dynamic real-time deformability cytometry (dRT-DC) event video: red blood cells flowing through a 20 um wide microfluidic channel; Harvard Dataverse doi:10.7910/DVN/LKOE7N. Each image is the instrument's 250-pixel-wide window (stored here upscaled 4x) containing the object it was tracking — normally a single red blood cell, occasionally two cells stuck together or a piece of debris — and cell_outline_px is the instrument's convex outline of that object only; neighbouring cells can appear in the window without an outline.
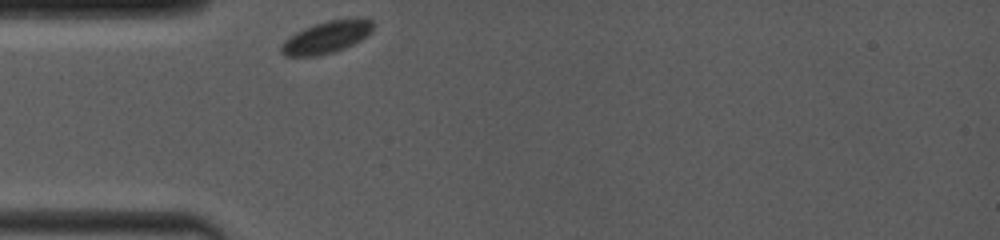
{"species": "common noctule bat (a hibernating species)", "species_latin": "Nyctalus noctula", "temperature_condition": "room temperature", "stored_images_in_passage": 14, "camera_frame_rate_fps": 4000, "um_per_image_px": 0.085, "animal": {"sex": "female", "body_mass_g": 19.0, "forearm_length_mm": 53.3}, "frame": {"image": 1, "passage_image": 1, "time_ms": 0.0, "image_size_px": [1000, 240], "cell_outline_px": [[372, 32], [368, 36], [344, 48], [332, 52], [316, 56], [284, 56], [280, 52], [280, 44], [284, 40], [296, 32], [304, 28], [328, 20], [356, 16], [364, 16], [372, 20]], "centroid_in_image_um": [27.78, 3.13], "position_along_channel_um": 57.2, "area_um2": 17.51}}
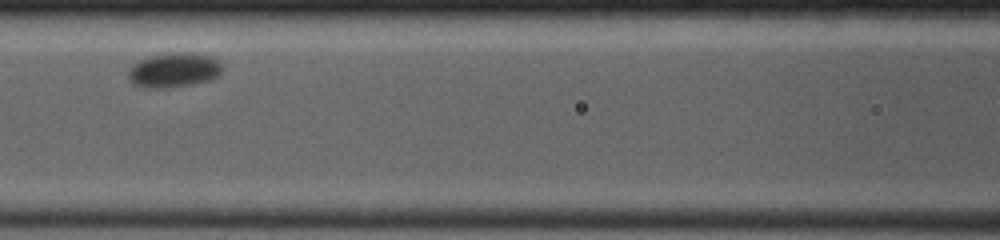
{"frame": {"image": 2, "passage_image": 8, "time_ms": 3.0, "image_size_px": [1000, 240], "cell_outline_px": [[224, 68], [216, 76], [208, 80], [192, 84], [164, 88], [144, 88], [132, 84], [128, 80], [128, 68], [136, 60], [168, 52], [184, 52], [212, 56], [220, 60], [224, 64]], "centroid_in_image_um": [14.75, 5.95], "position_along_channel_um": 151.8, "area_um2": 19.36}}
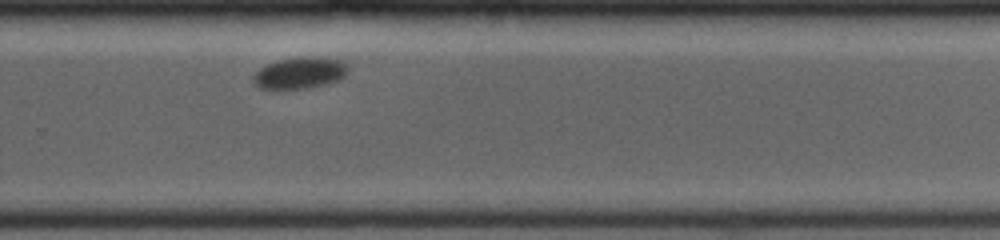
{"frame": {"image": 3, "passage_image": 14, "time_ms": 7.5, "image_size_px": [1000, 240], "cell_outline_px": [[348, 72], [340, 80], [308, 88], [260, 88], [252, 84], [252, 76], [260, 68], [268, 64], [280, 60], [300, 56], [320, 56], [340, 60], [348, 64]], "centroid_in_image_um": [25.51, 6.18], "position_along_channel_um": 304.3, "area_um2": 17.51}}